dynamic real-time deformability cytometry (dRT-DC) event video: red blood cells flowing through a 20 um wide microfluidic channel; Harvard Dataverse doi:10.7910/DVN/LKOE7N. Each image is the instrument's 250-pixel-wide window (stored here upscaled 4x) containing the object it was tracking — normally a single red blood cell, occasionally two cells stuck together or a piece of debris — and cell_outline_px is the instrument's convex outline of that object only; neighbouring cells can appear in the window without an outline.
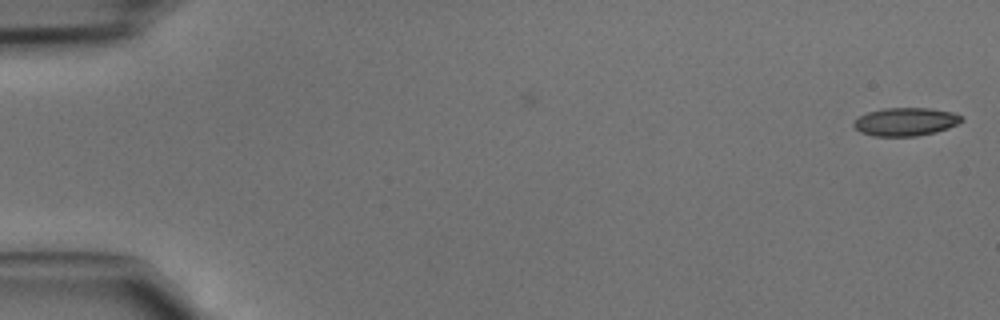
{"species": "common noctule bat (a hibernating species)", "species_latin": "Nyctalus noctula", "temperature_condition": "cold", "stored_images_in_passage": 2, "camera_frame_rate_fps": 3000, "um_per_image_px": 0.085, "animal": {"sex": "male", "body_mass_g": 15.6}, "frame": {"image": 1, "passage_image": 2, "time_ms": 0.333, "image_size_px": [1000, 320], "cell_outline_px": [[964, 120], [948, 128], [936, 132], [916, 136], [872, 136], [860, 132], [852, 124], [860, 116], [868, 112], [884, 108], [932, 108], [952, 112], [960, 116]], "centroid_in_image_um": [76.97, 10.35], "position_along_channel_um": 8.0, "area_um2": 17.63}}